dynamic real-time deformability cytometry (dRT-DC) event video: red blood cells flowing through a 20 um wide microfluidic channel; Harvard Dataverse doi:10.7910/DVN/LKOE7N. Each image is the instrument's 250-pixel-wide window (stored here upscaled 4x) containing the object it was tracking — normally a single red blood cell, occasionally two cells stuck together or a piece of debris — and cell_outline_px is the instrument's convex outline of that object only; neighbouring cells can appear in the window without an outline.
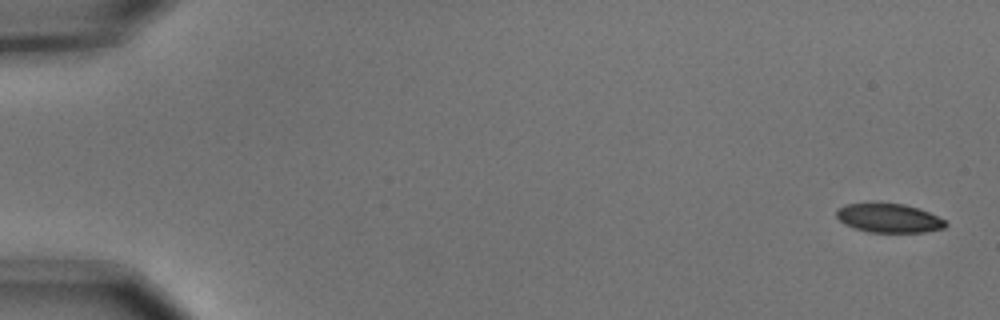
{"species": "common noctule bat (a hibernating species)", "species_latin": "Nyctalus noctula", "temperature_condition": "cold", "stored_images_in_passage": 6, "segment_of_instrument_passage": [1, 2], "camera_frame_rate_fps": 3000, "um_per_image_px": 0.085, "animal": {"sex": "male", "body_mass_g": 15.6}, "frame": {"image": 1, "passage_image": 1, "time_ms": 0.0, "image_size_px": [1000, 320], "cell_outline_px": [[948, 224], [944, 228], [924, 232], [868, 232], [844, 224], [836, 216], [836, 212], [844, 204], [904, 204], [928, 212], [944, 220]], "centroid_in_image_um": [75.56, 18.55], "position_along_channel_um": 9.4, "area_um2": 17.98}}